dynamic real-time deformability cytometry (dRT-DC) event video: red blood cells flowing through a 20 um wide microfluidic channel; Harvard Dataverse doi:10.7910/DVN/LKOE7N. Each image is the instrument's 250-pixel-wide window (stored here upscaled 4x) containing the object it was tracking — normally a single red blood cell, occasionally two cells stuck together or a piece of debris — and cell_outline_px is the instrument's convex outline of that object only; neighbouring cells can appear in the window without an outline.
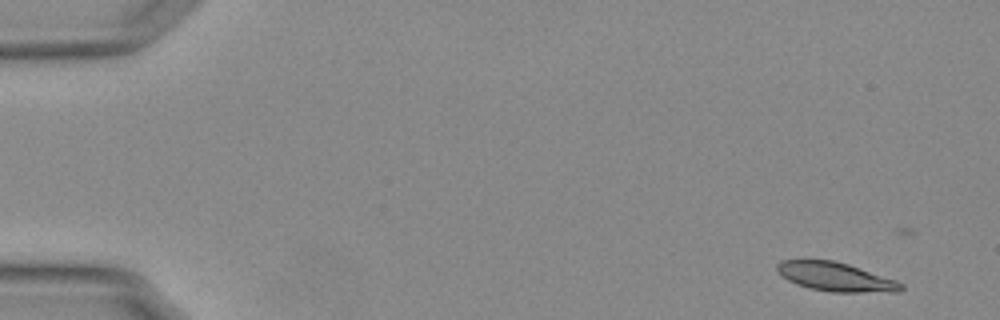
{"species": "Egyptian fruit bat (a non-hibernating species)", "species_latin": "Rousettus aegyptiacus", "temperature_condition": "warm", "stored_images_in_passage": 12, "camera_frame_rate_fps": 3000, "um_per_image_px": 0.085, "animal": {"sex": "female"}, "frame": {"image": 1, "passage_image": 1, "time_ms": 0.0, "image_size_px": [1000, 320], "cell_outline_px": [[904, 288], [900, 292], [832, 292], [808, 288], [796, 284], [780, 276], [776, 272], [776, 264], [780, 260], [832, 260], [848, 264], [896, 280], [904, 284]], "centroid_in_image_um": [71.0, 23.54], "position_along_channel_um": 14.0, "area_um2": 21.04}}